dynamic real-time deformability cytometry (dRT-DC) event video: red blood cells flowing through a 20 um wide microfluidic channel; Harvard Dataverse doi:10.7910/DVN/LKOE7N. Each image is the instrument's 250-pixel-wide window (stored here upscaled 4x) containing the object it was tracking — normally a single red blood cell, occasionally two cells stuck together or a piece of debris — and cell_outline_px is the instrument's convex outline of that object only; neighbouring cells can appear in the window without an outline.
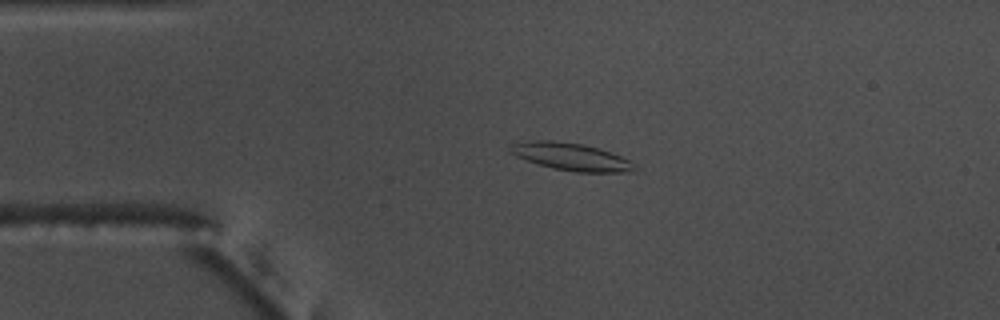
{"species": "common noctule bat (a hibernating species)", "species_latin": "Nyctalus noctula", "temperature_condition": "warm", "stored_images_in_passage": 53, "camera_frame_rate_fps": 3000, "um_per_image_px": 0.085, "animal": {"sex": "male", "body_mass_g": 17.5, "forearm_length_mm": 52.3}, "frame": {"image": 1, "passage_image": 11, "time_ms": 3.333, "image_size_px": [1000, 320], "cell_outline_px": [[636, 172], [576, 172], [552, 168], [516, 156], [508, 148], [512, 144], [532, 140], [552, 140], [584, 144], [600, 148], [612, 152], [636, 164]], "centroid_in_image_um": [48.61, 13.32], "position_along_channel_um": 36.4, "area_um2": 19.88}}
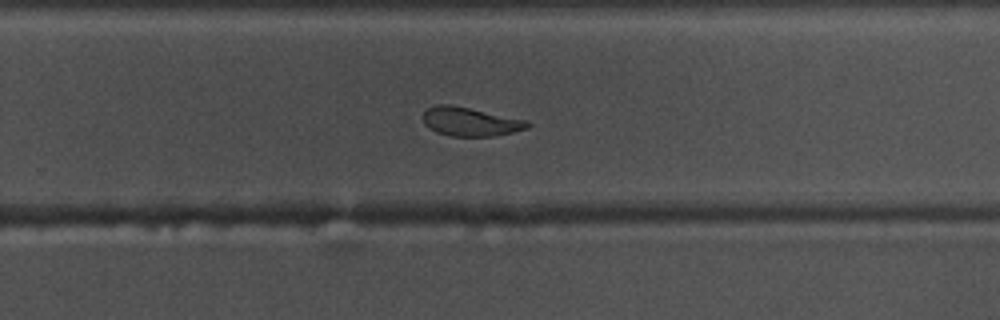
{"frame": {"image": 2, "passage_image": 34, "time_ms": 11.0, "image_size_px": [1000, 320], "cell_outline_px": [[532, 124], [528, 128], [512, 132], [492, 136], [448, 136], [436, 132], [428, 128], [424, 124], [424, 112], [428, 108], [436, 104], [448, 104], [528, 120]], "centroid_in_image_um": [39.97, 10.35], "position_along_channel_um": 289.8, "area_um2": 17.46}}
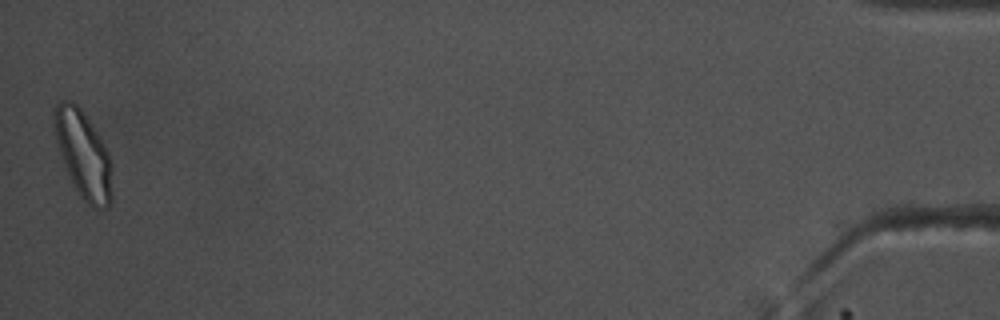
{"frame": {"image": 3, "passage_image": 53, "time_ms": 17.333, "image_size_px": [1000, 320], "cell_outline_px": [[112, 200], [108, 208], [100, 212], [92, 208], [80, 196], [64, 164], [52, 128], [52, 112], [56, 104], [60, 100], [68, 100], [76, 104], [84, 112], [108, 152], [112, 164]], "centroid_in_image_um": [7.09, 13.15], "position_along_channel_um": 428.1, "area_um2": 29.71}, "authors_computed_cell_mechanics": {"area_um2": 18.9006, "velocity_mm_per_s": 3.7375, "shape_relaxation_time_tau1_ms": 4.6342, "shape_relaxation_time_tau2_ms": 4.3158, "deformation_change_tau1": 0.1573, "deformation_change_tau2": 0.1159}}